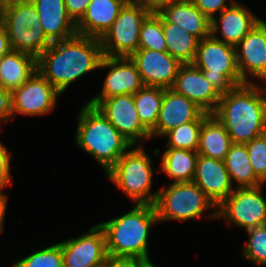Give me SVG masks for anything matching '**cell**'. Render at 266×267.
<instances>
[{
	"label": "cell",
	"mask_w": 266,
	"mask_h": 267,
	"mask_svg": "<svg viewBox=\"0 0 266 267\" xmlns=\"http://www.w3.org/2000/svg\"><path fill=\"white\" fill-rule=\"evenodd\" d=\"M103 57L99 38L76 34L51 43L37 58V71L63 94L76 79L98 69Z\"/></svg>",
	"instance_id": "cell-1"
},
{
	"label": "cell",
	"mask_w": 266,
	"mask_h": 267,
	"mask_svg": "<svg viewBox=\"0 0 266 267\" xmlns=\"http://www.w3.org/2000/svg\"><path fill=\"white\" fill-rule=\"evenodd\" d=\"M266 92L255 83L235 86L223 94L213 115L232 143L245 144L266 133Z\"/></svg>",
	"instance_id": "cell-2"
},
{
	"label": "cell",
	"mask_w": 266,
	"mask_h": 267,
	"mask_svg": "<svg viewBox=\"0 0 266 267\" xmlns=\"http://www.w3.org/2000/svg\"><path fill=\"white\" fill-rule=\"evenodd\" d=\"M158 222L155 205L135 204L126 214L99 223L105 235L108 256L149 259V230Z\"/></svg>",
	"instance_id": "cell-3"
},
{
	"label": "cell",
	"mask_w": 266,
	"mask_h": 267,
	"mask_svg": "<svg viewBox=\"0 0 266 267\" xmlns=\"http://www.w3.org/2000/svg\"><path fill=\"white\" fill-rule=\"evenodd\" d=\"M77 121V145L92 155L105 173L132 147L95 106L85 103Z\"/></svg>",
	"instance_id": "cell-4"
},
{
	"label": "cell",
	"mask_w": 266,
	"mask_h": 267,
	"mask_svg": "<svg viewBox=\"0 0 266 267\" xmlns=\"http://www.w3.org/2000/svg\"><path fill=\"white\" fill-rule=\"evenodd\" d=\"M131 149L118 159L106 176L135 204L155 205L158 190L151 193L154 173L152 160L141 145H132Z\"/></svg>",
	"instance_id": "cell-5"
},
{
	"label": "cell",
	"mask_w": 266,
	"mask_h": 267,
	"mask_svg": "<svg viewBox=\"0 0 266 267\" xmlns=\"http://www.w3.org/2000/svg\"><path fill=\"white\" fill-rule=\"evenodd\" d=\"M40 17L30 0H8L2 26L12 50L36 59L51 45L46 38Z\"/></svg>",
	"instance_id": "cell-6"
},
{
	"label": "cell",
	"mask_w": 266,
	"mask_h": 267,
	"mask_svg": "<svg viewBox=\"0 0 266 267\" xmlns=\"http://www.w3.org/2000/svg\"><path fill=\"white\" fill-rule=\"evenodd\" d=\"M192 64L202 70L205 78L221 95L244 84L237 66L235 47L211 35L198 42Z\"/></svg>",
	"instance_id": "cell-7"
},
{
	"label": "cell",
	"mask_w": 266,
	"mask_h": 267,
	"mask_svg": "<svg viewBox=\"0 0 266 267\" xmlns=\"http://www.w3.org/2000/svg\"><path fill=\"white\" fill-rule=\"evenodd\" d=\"M216 207L201 188L192 182L171 183L158 190L155 208L159 222L187 221L202 217L205 210Z\"/></svg>",
	"instance_id": "cell-8"
},
{
	"label": "cell",
	"mask_w": 266,
	"mask_h": 267,
	"mask_svg": "<svg viewBox=\"0 0 266 267\" xmlns=\"http://www.w3.org/2000/svg\"><path fill=\"white\" fill-rule=\"evenodd\" d=\"M151 13L137 1L129 0L121 9L111 28L100 39L103 55L130 57L139 49V33Z\"/></svg>",
	"instance_id": "cell-9"
},
{
	"label": "cell",
	"mask_w": 266,
	"mask_h": 267,
	"mask_svg": "<svg viewBox=\"0 0 266 267\" xmlns=\"http://www.w3.org/2000/svg\"><path fill=\"white\" fill-rule=\"evenodd\" d=\"M261 186L236 187L210 217L225 218L245 231L266 225V198Z\"/></svg>",
	"instance_id": "cell-10"
},
{
	"label": "cell",
	"mask_w": 266,
	"mask_h": 267,
	"mask_svg": "<svg viewBox=\"0 0 266 267\" xmlns=\"http://www.w3.org/2000/svg\"><path fill=\"white\" fill-rule=\"evenodd\" d=\"M60 95L62 94L37 71L11 92L12 115L48 114L54 109Z\"/></svg>",
	"instance_id": "cell-11"
},
{
	"label": "cell",
	"mask_w": 266,
	"mask_h": 267,
	"mask_svg": "<svg viewBox=\"0 0 266 267\" xmlns=\"http://www.w3.org/2000/svg\"><path fill=\"white\" fill-rule=\"evenodd\" d=\"M96 108L133 146L151 138V132L139 119L134 95L123 94L103 99Z\"/></svg>",
	"instance_id": "cell-12"
},
{
	"label": "cell",
	"mask_w": 266,
	"mask_h": 267,
	"mask_svg": "<svg viewBox=\"0 0 266 267\" xmlns=\"http://www.w3.org/2000/svg\"><path fill=\"white\" fill-rule=\"evenodd\" d=\"M64 267H104L108 260L105 235L96 224L88 233L60 242Z\"/></svg>",
	"instance_id": "cell-13"
},
{
	"label": "cell",
	"mask_w": 266,
	"mask_h": 267,
	"mask_svg": "<svg viewBox=\"0 0 266 267\" xmlns=\"http://www.w3.org/2000/svg\"><path fill=\"white\" fill-rule=\"evenodd\" d=\"M100 68H109L105 77L102 91L88 101V104L97 106L103 99L113 96L130 94L134 95L144 84L136 64L130 57L104 56Z\"/></svg>",
	"instance_id": "cell-14"
},
{
	"label": "cell",
	"mask_w": 266,
	"mask_h": 267,
	"mask_svg": "<svg viewBox=\"0 0 266 267\" xmlns=\"http://www.w3.org/2000/svg\"><path fill=\"white\" fill-rule=\"evenodd\" d=\"M130 59L136 64L144 86L172 88L180 66L167 52L138 49Z\"/></svg>",
	"instance_id": "cell-15"
},
{
	"label": "cell",
	"mask_w": 266,
	"mask_h": 267,
	"mask_svg": "<svg viewBox=\"0 0 266 267\" xmlns=\"http://www.w3.org/2000/svg\"><path fill=\"white\" fill-rule=\"evenodd\" d=\"M171 89L193 101L208 114L214 113L222 96L205 78L202 70L193 64L180 66Z\"/></svg>",
	"instance_id": "cell-16"
},
{
	"label": "cell",
	"mask_w": 266,
	"mask_h": 267,
	"mask_svg": "<svg viewBox=\"0 0 266 267\" xmlns=\"http://www.w3.org/2000/svg\"><path fill=\"white\" fill-rule=\"evenodd\" d=\"M237 66L244 83L252 75L258 80H266V28L259 22L235 47ZM248 73V75H247Z\"/></svg>",
	"instance_id": "cell-17"
},
{
	"label": "cell",
	"mask_w": 266,
	"mask_h": 267,
	"mask_svg": "<svg viewBox=\"0 0 266 267\" xmlns=\"http://www.w3.org/2000/svg\"><path fill=\"white\" fill-rule=\"evenodd\" d=\"M219 16L218 20L217 17L211 20L210 35L234 47L260 22V18L238 1L219 13ZM219 32L223 39L217 37Z\"/></svg>",
	"instance_id": "cell-18"
},
{
	"label": "cell",
	"mask_w": 266,
	"mask_h": 267,
	"mask_svg": "<svg viewBox=\"0 0 266 267\" xmlns=\"http://www.w3.org/2000/svg\"><path fill=\"white\" fill-rule=\"evenodd\" d=\"M204 111L187 97L173 89H164L161 109L156 127L151 131V138L162 137L171 129L183 123L197 120Z\"/></svg>",
	"instance_id": "cell-19"
},
{
	"label": "cell",
	"mask_w": 266,
	"mask_h": 267,
	"mask_svg": "<svg viewBox=\"0 0 266 267\" xmlns=\"http://www.w3.org/2000/svg\"><path fill=\"white\" fill-rule=\"evenodd\" d=\"M206 196L218 207L233 191V184L222 160L199 155L193 179Z\"/></svg>",
	"instance_id": "cell-20"
},
{
	"label": "cell",
	"mask_w": 266,
	"mask_h": 267,
	"mask_svg": "<svg viewBox=\"0 0 266 267\" xmlns=\"http://www.w3.org/2000/svg\"><path fill=\"white\" fill-rule=\"evenodd\" d=\"M40 17L46 38L57 42L77 34L76 23L68 15L64 0H30Z\"/></svg>",
	"instance_id": "cell-21"
},
{
	"label": "cell",
	"mask_w": 266,
	"mask_h": 267,
	"mask_svg": "<svg viewBox=\"0 0 266 267\" xmlns=\"http://www.w3.org/2000/svg\"><path fill=\"white\" fill-rule=\"evenodd\" d=\"M129 0H91L76 23L77 34L101 39Z\"/></svg>",
	"instance_id": "cell-22"
},
{
	"label": "cell",
	"mask_w": 266,
	"mask_h": 267,
	"mask_svg": "<svg viewBox=\"0 0 266 267\" xmlns=\"http://www.w3.org/2000/svg\"><path fill=\"white\" fill-rule=\"evenodd\" d=\"M160 14L169 22L182 27L199 41L210 36L211 21L194 5L192 0H177Z\"/></svg>",
	"instance_id": "cell-23"
},
{
	"label": "cell",
	"mask_w": 266,
	"mask_h": 267,
	"mask_svg": "<svg viewBox=\"0 0 266 267\" xmlns=\"http://www.w3.org/2000/svg\"><path fill=\"white\" fill-rule=\"evenodd\" d=\"M37 72V59L11 50L0 60V86L12 92Z\"/></svg>",
	"instance_id": "cell-24"
},
{
	"label": "cell",
	"mask_w": 266,
	"mask_h": 267,
	"mask_svg": "<svg viewBox=\"0 0 266 267\" xmlns=\"http://www.w3.org/2000/svg\"><path fill=\"white\" fill-rule=\"evenodd\" d=\"M231 145V138L225 127L213 114H210L203 121L197 153L224 161Z\"/></svg>",
	"instance_id": "cell-25"
},
{
	"label": "cell",
	"mask_w": 266,
	"mask_h": 267,
	"mask_svg": "<svg viewBox=\"0 0 266 267\" xmlns=\"http://www.w3.org/2000/svg\"><path fill=\"white\" fill-rule=\"evenodd\" d=\"M197 151L167 148L162 155L161 169L172 183L192 182L196 172Z\"/></svg>",
	"instance_id": "cell-26"
},
{
	"label": "cell",
	"mask_w": 266,
	"mask_h": 267,
	"mask_svg": "<svg viewBox=\"0 0 266 267\" xmlns=\"http://www.w3.org/2000/svg\"><path fill=\"white\" fill-rule=\"evenodd\" d=\"M232 184L239 187H256L263 182L256 176L245 144L232 143L224 160Z\"/></svg>",
	"instance_id": "cell-27"
},
{
	"label": "cell",
	"mask_w": 266,
	"mask_h": 267,
	"mask_svg": "<svg viewBox=\"0 0 266 267\" xmlns=\"http://www.w3.org/2000/svg\"><path fill=\"white\" fill-rule=\"evenodd\" d=\"M162 28L166 40L167 53L181 64H192L199 40L182 27L169 23L163 16Z\"/></svg>",
	"instance_id": "cell-28"
},
{
	"label": "cell",
	"mask_w": 266,
	"mask_h": 267,
	"mask_svg": "<svg viewBox=\"0 0 266 267\" xmlns=\"http://www.w3.org/2000/svg\"><path fill=\"white\" fill-rule=\"evenodd\" d=\"M163 93L164 88L143 86L134 94L139 119L150 132L156 127Z\"/></svg>",
	"instance_id": "cell-29"
},
{
	"label": "cell",
	"mask_w": 266,
	"mask_h": 267,
	"mask_svg": "<svg viewBox=\"0 0 266 267\" xmlns=\"http://www.w3.org/2000/svg\"><path fill=\"white\" fill-rule=\"evenodd\" d=\"M209 115L204 112L197 120L183 123L166 132L163 136L168 138L167 148L197 151L202 124Z\"/></svg>",
	"instance_id": "cell-30"
},
{
	"label": "cell",
	"mask_w": 266,
	"mask_h": 267,
	"mask_svg": "<svg viewBox=\"0 0 266 267\" xmlns=\"http://www.w3.org/2000/svg\"><path fill=\"white\" fill-rule=\"evenodd\" d=\"M139 49L167 52L160 13H151L143 22L139 33Z\"/></svg>",
	"instance_id": "cell-31"
},
{
	"label": "cell",
	"mask_w": 266,
	"mask_h": 267,
	"mask_svg": "<svg viewBox=\"0 0 266 267\" xmlns=\"http://www.w3.org/2000/svg\"><path fill=\"white\" fill-rule=\"evenodd\" d=\"M249 235L243 248L242 257L266 267V225L258 226L246 231Z\"/></svg>",
	"instance_id": "cell-32"
},
{
	"label": "cell",
	"mask_w": 266,
	"mask_h": 267,
	"mask_svg": "<svg viewBox=\"0 0 266 267\" xmlns=\"http://www.w3.org/2000/svg\"><path fill=\"white\" fill-rule=\"evenodd\" d=\"M11 267H64L61 245L57 243L36 251Z\"/></svg>",
	"instance_id": "cell-33"
},
{
	"label": "cell",
	"mask_w": 266,
	"mask_h": 267,
	"mask_svg": "<svg viewBox=\"0 0 266 267\" xmlns=\"http://www.w3.org/2000/svg\"><path fill=\"white\" fill-rule=\"evenodd\" d=\"M256 176L266 182V133L245 143Z\"/></svg>",
	"instance_id": "cell-34"
},
{
	"label": "cell",
	"mask_w": 266,
	"mask_h": 267,
	"mask_svg": "<svg viewBox=\"0 0 266 267\" xmlns=\"http://www.w3.org/2000/svg\"><path fill=\"white\" fill-rule=\"evenodd\" d=\"M231 4H225L226 0H192L194 5L211 21L215 18L216 12L221 13L226 8L230 7L235 0H230Z\"/></svg>",
	"instance_id": "cell-35"
},
{
	"label": "cell",
	"mask_w": 266,
	"mask_h": 267,
	"mask_svg": "<svg viewBox=\"0 0 266 267\" xmlns=\"http://www.w3.org/2000/svg\"><path fill=\"white\" fill-rule=\"evenodd\" d=\"M12 152L0 141V189H4L11 184L10 159Z\"/></svg>",
	"instance_id": "cell-36"
},
{
	"label": "cell",
	"mask_w": 266,
	"mask_h": 267,
	"mask_svg": "<svg viewBox=\"0 0 266 267\" xmlns=\"http://www.w3.org/2000/svg\"><path fill=\"white\" fill-rule=\"evenodd\" d=\"M150 259L138 257H108L104 267H151Z\"/></svg>",
	"instance_id": "cell-37"
},
{
	"label": "cell",
	"mask_w": 266,
	"mask_h": 267,
	"mask_svg": "<svg viewBox=\"0 0 266 267\" xmlns=\"http://www.w3.org/2000/svg\"><path fill=\"white\" fill-rule=\"evenodd\" d=\"M68 15L77 23L85 14L91 0H64Z\"/></svg>",
	"instance_id": "cell-38"
},
{
	"label": "cell",
	"mask_w": 266,
	"mask_h": 267,
	"mask_svg": "<svg viewBox=\"0 0 266 267\" xmlns=\"http://www.w3.org/2000/svg\"><path fill=\"white\" fill-rule=\"evenodd\" d=\"M11 92L0 86V124L2 121L11 120Z\"/></svg>",
	"instance_id": "cell-39"
},
{
	"label": "cell",
	"mask_w": 266,
	"mask_h": 267,
	"mask_svg": "<svg viewBox=\"0 0 266 267\" xmlns=\"http://www.w3.org/2000/svg\"><path fill=\"white\" fill-rule=\"evenodd\" d=\"M150 13H160L165 7L177 0H136Z\"/></svg>",
	"instance_id": "cell-40"
},
{
	"label": "cell",
	"mask_w": 266,
	"mask_h": 267,
	"mask_svg": "<svg viewBox=\"0 0 266 267\" xmlns=\"http://www.w3.org/2000/svg\"><path fill=\"white\" fill-rule=\"evenodd\" d=\"M12 50L5 28L0 26V60Z\"/></svg>",
	"instance_id": "cell-41"
},
{
	"label": "cell",
	"mask_w": 266,
	"mask_h": 267,
	"mask_svg": "<svg viewBox=\"0 0 266 267\" xmlns=\"http://www.w3.org/2000/svg\"><path fill=\"white\" fill-rule=\"evenodd\" d=\"M3 189H0V233L3 231L4 219L7 209V198L6 194H2Z\"/></svg>",
	"instance_id": "cell-42"
},
{
	"label": "cell",
	"mask_w": 266,
	"mask_h": 267,
	"mask_svg": "<svg viewBox=\"0 0 266 267\" xmlns=\"http://www.w3.org/2000/svg\"><path fill=\"white\" fill-rule=\"evenodd\" d=\"M7 1L8 0H0V26L3 24Z\"/></svg>",
	"instance_id": "cell-43"
},
{
	"label": "cell",
	"mask_w": 266,
	"mask_h": 267,
	"mask_svg": "<svg viewBox=\"0 0 266 267\" xmlns=\"http://www.w3.org/2000/svg\"><path fill=\"white\" fill-rule=\"evenodd\" d=\"M260 22L264 25V27L266 28V22L262 19H260Z\"/></svg>",
	"instance_id": "cell-44"
},
{
	"label": "cell",
	"mask_w": 266,
	"mask_h": 267,
	"mask_svg": "<svg viewBox=\"0 0 266 267\" xmlns=\"http://www.w3.org/2000/svg\"><path fill=\"white\" fill-rule=\"evenodd\" d=\"M263 83L266 86V80ZM263 88L265 89V92H266V87H263Z\"/></svg>",
	"instance_id": "cell-45"
}]
</instances>
